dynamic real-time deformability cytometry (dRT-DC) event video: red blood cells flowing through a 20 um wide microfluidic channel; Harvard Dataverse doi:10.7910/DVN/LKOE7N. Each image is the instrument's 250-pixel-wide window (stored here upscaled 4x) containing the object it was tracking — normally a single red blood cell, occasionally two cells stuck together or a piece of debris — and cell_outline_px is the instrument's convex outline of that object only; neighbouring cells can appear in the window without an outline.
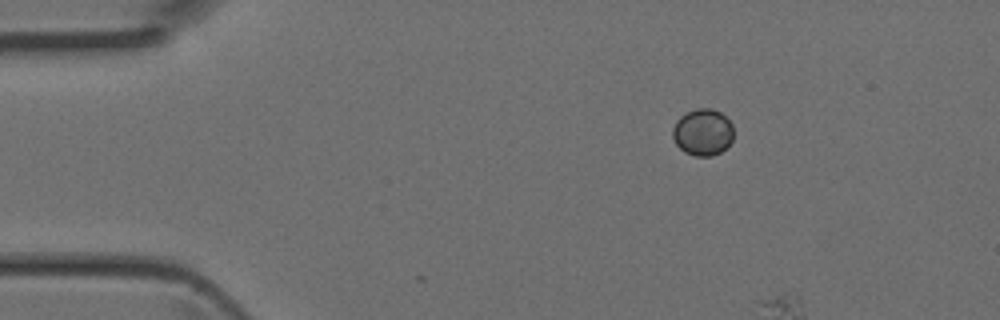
{"species": "Egyptian fruit bat (a non-hibernating species)", "species_latin": "Rousettus aegyptiacus", "temperature_condition": "room temperature", "stored_images_in_passage": 4, "camera_frame_rate_fps": 3000, "um_per_image_px": 0.085, "animal": {"sex": "female"}, "frame": {"image": 1, "passage_image": 1, "time_ms": 0.0, "image_size_px": [1000, 320], "cell_outline_px": [[732, 140], [720, 152], [712, 156], [696, 156], [684, 152], [676, 144], [672, 136], [672, 128], [676, 120], [680, 116], [696, 108], [712, 108], [720, 112], [732, 124]], "centroid_in_image_um": [59.7, 11.23], "position_along_channel_um": 25.3, "area_um2": 16.53}}